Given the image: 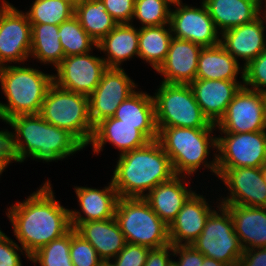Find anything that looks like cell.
Listing matches in <instances>:
<instances>
[{"label":"cell","mask_w":266,"mask_h":266,"mask_svg":"<svg viewBox=\"0 0 266 266\" xmlns=\"http://www.w3.org/2000/svg\"><path fill=\"white\" fill-rule=\"evenodd\" d=\"M7 216L29 260L38 249L72 229L70 210L55 200L49 181L24 202L12 205Z\"/></svg>","instance_id":"obj_1"},{"label":"cell","mask_w":266,"mask_h":266,"mask_svg":"<svg viewBox=\"0 0 266 266\" xmlns=\"http://www.w3.org/2000/svg\"><path fill=\"white\" fill-rule=\"evenodd\" d=\"M8 123L15 133L0 131V144L10 161L24 162L26 157L46 162L67 158L85 146L70 132L51 125L39 114L12 117Z\"/></svg>","instance_id":"obj_2"},{"label":"cell","mask_w":266,"mask_h":266,"mask_svg":"<svg viewBox=\"0 0 266 266\" xmlns=\"http://www.w3.org/2000/svg\"><path fill=\"white\" fill-rule=\"evenodd\" d=\"M113 174L111 181L121 198H143L144 191L149 193L175 176L171 160L157 140L120 154Z\"/></svg>","instance_id":"obj_3"},{"label":"cell","mask_w":266,"mask_h":266,"mask_svg":"<svg viewBox=\"0 0 266 266\" xmlns=\"http://www.w3.org/2000/svg\"><path fill=\"white\" fill-rule=\"evenodd\" d=\"M2 91L8 104L0 102V119L7 122L19 115L39 114L53 75L14 65L0 69Z\"/></svg>","instance_id":"obj_4"},{"label":"cell","mask_w":266,"mask_h":266,"mask_svg":"<svg viewBox=\"0 0 266 266\" xmlns=\"http://www.w3.org/2000/svg\"><path fill=\"white\" fill-rule=\"evenodd\" d=\"M157 141L169 156L175 175H193L200 165L217 175V154L211 163L206 161L209 148L217 149V137L210 136L213 129L157 127Z\"/></svg>","instance_id":"obj_5"},{"label":"cell","mask_w":266,"mask_h":266,"mask_svg":"<svg viewBox=\"0 0 266 266\" xmlns=\"http://www.w3.org/2000/svg\"><path fill=\"white\" fill-rule=\"evenodd\" d=\"M39 115L51 125L65 129L84 146L93 136L94 126L89 116V97L52 83L47 90Z\"/></svg>","instance_id":"obj_6"},{"label":"cell","mask_w":266,"mask_h":266,"mask_svg":"<svg viewBox=\"0 0 266 266\" xmlns=\"http://www.w3.org/2000/svg\"><path fill=\"white\" fill-rule=\"evenodd\" d=\"M114 217L126 243L150 249L170 244L168 225L159 218L144 198L119 197Z\"/></svg>","instance_id":"obj_7"},{"label":"cell","mask_w":266,"mask_h":266,"mask_svg":"<svg viewBox=\"0 0 266 266\" xmlns=\"http://www.w3.org/2000/svg\"><path fill=\"white\" fill-rule=\"evenodd\" d=\"M157 127L214 129L195 100L189 84L161 83L153 96Z\"/></svg>","instance_id":"obj_8"},{"label":"cell","mask_w":266,"mask_h":266,"mask_svg":"<svg viewBox=\"0 0 266 266\" xmlns=\"http://www.w3.org/2000/svg\"><path fill=\"white\" fill-rule=\"evenodd\" d=\"M218 208L221 215L213 210L206 219L202 233L191 245L205 257L238 266L244 249L235 233L229 210L223 205Z\"/></svg>","instance_id":"obj_9"},{"label":"cell","mask_w":266,"mask_h":266,"mask_svg":"<svg viewBox=\"0 0 266 266\" xmlns=\"http://www.w3.org/2000/svg\"><path fill=\"white\" fill-rule=\"evenodd\" d=\"M217 137V168L263 167L266 164V131L223 132Z\"/></svg>","instance_id":"obj_10"},{"label":"cell","mask_w":266,"mask_h":266,"mask_svg":"<svg viewBox=\"0 0 266 266\" xmlns=\"http://www.w3.org/2000/svg\"><path fill=\"white\" fill-rule=\"evenodd\" d=\"M265 114L266 94L242 86L216 127L229 133L266 131Z\"/></svg>","instance_id":"obj_11"},{"label":"cell","mask_w":266,"mask_h":266,"mask_svg":"<svg viewBox=\"0 0 266 266\" xmlns=\"http://www.w3.org/2000/svg\"><path fill=\"white\" fill-rule=\"evenodd\" d=\"M0 6V62H24L30 57L31 24L27 14L3 0Z\"/></svg>","instance_id":"obj_12"},{"label":"cell","mask_w":266,"mask_h":266,"mask_svg":"<svg viewBox=\"0 0 266 266\" xmlns=\"http://www.w3.org/2000/svg\"><path fill=\"white\" fill-rule=\"evenodd\" d=\"M107 69L103 58L88 53L64 57L56 67L53 83L57 86L90 96L101 81Z\"/></svg>","instance_id":"obj_13"},{"label":"cell","mask_w":266,"mask_h":266,"mask_svg":"<svg viewBox=\"0 0 266 266\" xmlns=\"http://www.w3.org/2000/svg\"><path fill=\"white\" fill-rule=\"evenodd\" d=\"M134 88L135 83L122 68H107L89 96V116L93 126L113 117L119 105L135 92Z\"/></svg>","instance_id":"obj_14"},{"label":"cell","mask_w":266,"mask_h":266,"mask_svg":"<svg viewBox=\"0 0 266 266\" xmlns=\"http://www.w3.org/2000/svg\"><path fill=\"white\" fill-rule=\"evenodd\" d=\"M175 4L171 10L169 25L173 37L188 40L202 47H211L220 44L218 30L208 13L205 4L201 8Z\"/></svg>","instance_id":"obj_15"},{"label":"cell","mask_w":266,"mask_h":266,"mask_svg":"<svg viewBox=\"0 0 266 266\" xmlns=\"http://www.w3.org/2000/svg\"><path fill=\"white\" fill-rule=\"evenodd\" d=\"M217 177L231 192L221 200V205L266 207L262 167L217 168Z\"/></svg>","instance_id":"obj_16"},{"label":"cell","mask_w":266,"mask_h":266,"mask_svg":"<svg viewBox=\"0 0 266 266\" xmlns=\"http://www.w3.org/2000/svg\"><path fill=\"white\" fill-rule=\"evenodd\" d=\"M202 46L172 37L168 54L156 70L164 75L163 83L190 84L196 79L198 58Z\"/></svg>","instance_id":"obj_17"},{"label":"cell","mask_w":266,"mask_h":266,"mask_svg":"<svg viewBox=\"0 0 266 266\" xmlns=\"http://www.w3.org/2000/svg\"><path fill=\"white\" fill-rule=\"evenodd\" d=\"M237 80L195 79L189 84L203 114L213 124L225 115L228 104L243 86Z\"/></svg>","instance_id":"obj_18"},{"label":"cell","mask_w":266,"mask_h":266,"mask_svg":"<svg viewBox=\"0 0 266 266\" xmlns=\"http://www.w3.org/2000/svg\"><path fill=\"white\" fill-rule=\"evenodd\" d=\"M212 211L205 198L194 192L168 226L170 244L191 245L202 233Z\"/></svg>","instance_id":"obj_19"},{"label":"cell","mask_w":266,"mask_h":266,"mask_svg":"<svg viewBox=\"0 0 266 266\" xmlns=\"http://www.w3.org/2000/svg\"><path fill=\"white\" fill-rule=\"evenodd\" d=\"M264 22L263 17L259 15L249 23L228 29L220 33L222 34L220 44L236 60L238 57L244 59V66H246L266 48Z\"/></svg>","instance_id":"obj_20"},{"label":"cell","mask_w":266,"mask_h":266,"mask_svg":"<svg viewBox=\"0 0 266 266\" xmlns=\"http://www.w3.org/2000/svg\"><path fill=\"white\" fill-rule=\"evenodd\" d=\"M108 141L121 151L120 154L142 148L150 142L139 130V125L121 123L114 117L105 118L94 126L89 144L95 153H99Z\"/></svg>","instance_id":"obj_21"},{"label":"cell","mask_w":266,"mask_h":266,"mask_svg":"<svg viewBox=\"0 0 266 266\" xmlns=\"http://www.w3.org/2000/svg\"><path fill=\"white\" fill-rule=\"evenodd\" d=\"M81 212L70 210V221L72 228L87 221H100L113 218L119 196L112 181L105 189L98 190L88 187H75Z\"/></svg>","instance_id":"obj_22"},{"label":"cell","mask_w":266,"mask_h":266,"mask_svg":"<svg viewBox=\"0 0 266 266\" xmlns=\"http://www.w3.org/2000/svg\"><path fill=\"white\" fill-rule=\"evenodd\" d=\"M75 230L94 247L103 261L115 258L126 245L124 234L115 217L83 222Z\"/></svg>","instance_id":"obj_23"},{"label":"cell","mask_w":266,"mask_h":266,"mask_svg":"<svg viewBox=\"0 0 266 266\" xmlns=\"http://www.w3.org/2000/svg\"><path fill=\"white\" fill-rule=\"evenodd\" d=\"M223 206L231 214L235 233L244 250L266 247V207Z\"/></svg>","instance_id":"obj_24"},{"label":"cell","mask_w":266,"mask_h":266,"mask_svg":"<svg viewBox=\"0 0 266 266\" xmlns=\"http://www.w3.org/2000/svg\"><path fill=\"white\" fill-rule=\"evenodd\" d=\"M181 177L185 179L186 175H175L169 181L157 185L143 197L152 210L168 226L175 219L184 203L194 193L185 188Z\"/></svg>","instance_id":"obj_25"},{"label":"cell","mask_w":266,"mask_h":266,"mask_svg":"<svg viewBox=\"0 0 266 266\" xmlns=\"http://www.w3.org/2000/svg\"><path fill=\"white\" fill-rule=\"evenodd\" d=\"M217 30L221 33L249 23L261 12V0H203Z\"/></svg>","instance_id":"obj_26"},{"label":"cell","mask_w":266,"mask_h":266,"mask_svg":"<svg viewBox=\"0 0 266 266\" xmlns=\"http://www.w3.org/2000/svg\"><path fill=\"white\" fill-rule=\"evenodd\" d=\"M128 125H139V130L150 140L158 138L155 121V104L151 95L134 92L124 100L113 116Z\"/></svg>","instance_id":"obj_27"},{"label":"cell","mask_w":266,"mask_h":266,"mask_svg":"<svg viewBox=\"0 0 266 266\" xmlns=\"http://www.w3.org/2000/svg\"><path fill=\"white\" fill-rule=\"evenodd\" d=\"M139 29L131 24H118L95 48L106 52L107 68H120L123 61L138 56Z\"/></svg>","instance_id":"obj_28"},{"label":"cell","mask_w":266,"mask_h":266,"mask_svg":"<svg viewBox=\"0 0 266 266\" xmlns=\"http://www.w3.org/2000/svg\"><path fill=\"white\" fill-rule=\"evenodd\" d=\"M239 66L238 60L221 44L203 47L198 58L196 79L236 80L237 74L242 71L243 81V69Z\"/></svg>","instance_id":"obj_29"},{"label":"cell","mask_w":266,"mask_h":266,"mask_svg":"<svg viewBox=\"0 0 266 266\" xmlns=\"http://www.w3.org/2000/svg\"><path fill=\"white\" fill-rule=\"evenodd\" d=\"M74 16L96 43L118 25L102 0H80L75 5Z\"/></svg>","instance_id":"obj_30"},{"label":"cell","mask_w":266,"mask_h":266,"mask_svg":"<svg viewBox=\"0 0 266 266\" xmlns=\"http://www.w3.org/2000/svg\"><path fill=\"white\" fill-rule=\"evenodd\" d=\"M58 32V25L31 24L30 56L56 68L65 57Z\"/></svg>","instance_id":"obj_31"},{"label":"cell","mask_w":266,"mask_h":266,"mask_svg":"<svg viewBox=\"0 0 266 266\" xmlns=\"http://www.w3.org/2000/svg\"><path fill=\"white\" fill-rule=\"evenodd\" d=\"M165 25L141 27L139 29L138 57L148 62L157 70L164 62L173 37L171 28Z\"/></svg>","instance_id":"obj_32"},{"label":"cell","mask_w":266,"mask_h":266,"mask_svg":"<svg viewBox=\"0 0 266 266\" xmlns=\"http://www.w3.org/2000/svg\"><path fill=\"white\" fill-rule=\"evenodd\" d=\"M75 4L69 0H35L26 12L30 24L60 25L72 18Z\"/></svg>","instance_id":"obj_33"},{"label":"cell","mask_w":266,"mask_h":266,"mask_svg":"<svg viewBox=\"0 0 266 266\" xmlns=\"http://www.w3.org/2000/svg\"><path fill=\"white\" fill-rule=\"evenodd\" d=\"M58 35L65 57L89 53L92 45L97 46L75 16L59 25Z\"/></svg>","instance_id":"obj_34"},{"label":"cell","mask_w":266,"mask_h":266,"mask_svg":"<svg viewBox=\"0 0 266 266\" xmlns=\"http://www.w3.org/2000/svg\"><path fill=\"white\" fill-rule=\"evenodd\" d=\"M71 230L64 236L44 245L30 256L41 266H74L70 257Z\"/></svg>","instance_id":"obj_35"},{"label":"cell","mask_w":266,"mask_h":266,"mask_svg":"<svg viewBox=\"0 0 266 266\" xmlns=\"http://www.w3.org/2000/svg\"><path fill=\"white\" fill-rule=\"evenodd\" d=\"M167 0H135L133 18L143 27L169 25L171 9Z\"/></svg>","instance_id":"obj_36"},{"label":"cell","mask_w":266,"mask_h":266,"mask_svg":"<svg viewBox=\"0 0 266 266\" xmlns=\"http://www.w3.org/2000/svg\"><path fill=\"white\" fill-rule=\"evenodd\" d=\"M70 257L74 266H98L103 262L94 247L74 228L71 229Z\"/></svg>","instance_id":"obj_37"},{"label":"cell","mask_w":266,"mask_h":266,"mask_svg":"<svg viewBox=\"0 0 266 266\" xmlns=\"http://www.w3.org/2000/svg\"><path fill=\"white\" fill-rule=\"evenodd\" d=\"M266 94V48L254 60L243 66V86Z\"/></svg>","instance_id":"obj_38"},{"label":"cell","mask_w":266,"mask_h":266,"mask_svg":"<svg viewBox=\"0 0 266 266\" xmlns=\"http://www.w3.org/2000/svg\"><path fill=\"white\" fill-rule=\"evenodd\" d=\"M148 247L126 243L125 247L114 258L111 266H144L149 252Z\"/></svg>","instance_id":"obj_39"},{"label":"cell","mask_w":266,"mask_h":266,"mask_svg":"<svg viewBox=\"0 0 266 266\" xmlns=\"http://www.w3.org/2000/svg\"><path fill=\"white\" fill-rule=\"evenodd\" d=\"M107 12L118 24H130L133 19L135 0H102Z\"/></svg>","instance_id":"obj_40"},{"label":"cell","mask_w":266,"mask_h":266,"mask_svg":"<svg viewBox=\"0 0 266 266\" xmlns=\"http://www.w3.org/2000/svg\"><path fill=\"white\" fill-rule=\"evenodd\" d=\"M23 250L5 233L0 232V266H22L20 256L16 251L23 254Z\"/></svg>","instance_id":"obj_41"},{"label":"cell","mask_w":266,"mask_h":266,"mask_svg":"<svg viewBox=\"0 0 266 266\" xmlns=\"http://www.w3.org/2000/svg\"><path fill=\"white\" fill-rule=\"evenodd\" d=\"M172 253L180 256L179 261H175L178 266H201L204 260V255L192 245L173 246Z\"/></svg>","instance_id":"obj_42"},{"label":"cell","mask_w":266,"mask_h":266,"mask_svg":"<svg viewBox=\"0 0 266 266\" xmlns=\"http://www.w3.org/2000/svg\"><path fill=\"white\" fill-rule=\"evenodd\" d=\"M169 251H173L172 244L149 249L144 266H167L172 260L169 258Z\"/></svg>","instance_id":"obj_43"},{"label":"cell","mask_w":266,"mask_h":266,"mask_svg":"<svg viewBox=\"0 0 266 266\" xmlns=\"http://www.w3.org/2000/svg\"><path fill=\"white\" fill-rule=\"evenodd\" d=\"M238 266H266V247L244 250Z\"/></svg>","instance_id":"obj_44"},{"label":"cell","mask_w":266,"mask_h":266,"mask_svg":"<svg viewBox=\"0 0 266 266\" xmlns=\"http://www.w3.org/2000/svg\"><path fill=\"white\" fill-rule=\"evenodd\" d=\"M11 163L10 158L5 151L4 147L0 144V175L7 168V165Z\"/></svg>","instance_id":"obj_45"},{"label":"cell","mask_w":266,"mask_h":266,"mask_svg":"<svg viewBox=\"0 0 266 266\" xmlns=\"http://www.w3.org/2000/svg\"><path fill=\"white\" fill-rule=\"evenodd\" d=\"M201 266H229V265L221 261L204 256V260Z\"/></svg>","instance_id":"obj_46"},{"label":"cell","mask_w":266,"mask_h":266,"mask_svg":"<svg viewBox=\"0 0 266 266\" xmlns=\"http://www.w3.org/2000/svg\"><path fill=\"white\" fill-rule=\"evenodd\" d=\"M263 177H264V183L266 186V164L262 167Z\"/></svg>","instance_id":"obj_47"},{"label":"cell","mask_w":266,"mask_h":266,"mask_svg":"<svg viewBox=\"0 0 266 266\" xmlns=\"http://www.w3.org/2000/svg\"><path fill=\"white\" fill-rule=\"evenodd\" d=\"M110 262L111 261H103L98 266H111Z\"/></svg>","instance_id":"obj_48"},{"label":"cell","mask_w":266,"mask_h":266,"mask_svg":"<svg viewBox=\"0 0 266 266\" xmlns=\"http://www.w3.org/2000/svg\"><path fill=\"white\" fill-rule=\"evenodd\" d=\"M169 3H171V4H177V3H179V2H181V0H167Z\"/></svg>","instance_id":"obj_49"},{"label":"cell","mask_w":266,"mask_h":266,"mask_svg":"<svg viewBox=\"0 0 266 266\" xmlns=\"http://www.w3.org/2000/svg\"><path fill=\"white\" fill-rule=\"evenodd\" d=\"M262 4L263 3H262V0H261V10H262ZM264 6L266 7V0H265V5ZM264 14H265V16H264ZM264 14H263V19L266 21V11L264 12ZM265 24H266V22H265Z\"/></svg>","instance_id":"obj_50"},{"label":"cell","mask_w":266,"mask_h":266,"mask_svg":"<svg viewBox=\"0 0 266 266\" xmlns=\"http://www.w3.org/2000/svg\"><path fill=\"white\" fill-rule=\"evenodd\" d=\"M167 266H178L175 261H170V263Z\"/></svg>","instance_id":"obj_51"},{"label":"cell","mask_w":266,"mask_h":266,"mask_svg":"<svg viewBox=\"0 0 266 266\" xmlns=\"http://www.w3.org/2000/svg\"><path fill=\"white\" fill-rule=\"evenodd\" d=\"M69 1H71L72 3L76 5L80 0H69Z\"/></svg>","instance_id":"obj_52"},{"label":"cell","mask_w":266,"mask_h":266,"mask_svg":"<svg viewBox=\"0 0 266 266\" xmlns=\"http://www.w3.org/2000/svg\"><path fill=\"white\" fill-rule=\"evenodd\" d=\"M4 65L0 62V69L3 67Z\"/></svg>","instance_id":"obj_53"}]
</instances>
